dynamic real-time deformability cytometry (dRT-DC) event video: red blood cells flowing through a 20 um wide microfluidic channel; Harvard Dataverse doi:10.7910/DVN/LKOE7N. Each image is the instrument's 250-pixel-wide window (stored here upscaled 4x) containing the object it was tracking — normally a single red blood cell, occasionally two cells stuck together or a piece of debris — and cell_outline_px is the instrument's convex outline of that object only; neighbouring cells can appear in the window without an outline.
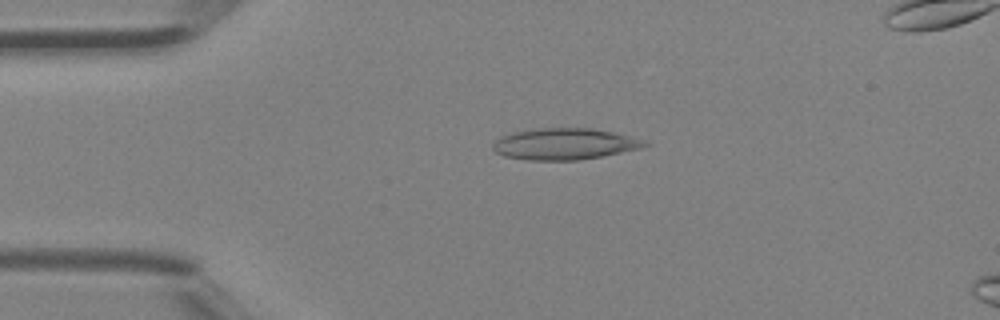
{"species": "Egyptian fruit bat (a non-hibernating species)", "species_latin": "Rousettus aegyptiacus", "temperature_condition": "room temperature", "stored_images_in_passage": 5, "camera_frame_rate_fps": 3000, "um_per_image_px": 0.085, "animal": {"sex": "female"}, "frame": {"image": 1, "passage_image": 3, "time_ms": 0.667, "image_size_px": [1000, 320], "cell_outline_px": [[652, 144], [640, 148], [580, 160], [528, 160], [504, 156], [496, 152], [492, 148], [492, 144], [500, 136], [512, 132], [532, 128], [592, 128], [632, 136], [648, 140]], "centroid_in_image_um": [47.99, 12.22], "position_along_channel_um": 37.0, "area_um2": 27.98}}